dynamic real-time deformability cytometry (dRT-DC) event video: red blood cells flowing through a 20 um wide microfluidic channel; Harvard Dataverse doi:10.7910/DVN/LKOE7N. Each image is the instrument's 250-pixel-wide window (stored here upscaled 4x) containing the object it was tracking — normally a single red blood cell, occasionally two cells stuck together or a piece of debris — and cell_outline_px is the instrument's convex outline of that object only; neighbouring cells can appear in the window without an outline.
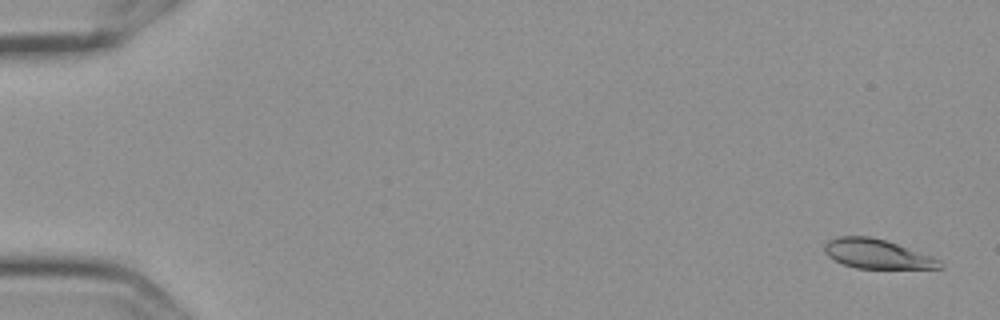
{"species": "Egyptian fruit bat (a non-hibernating species)", "species_latin": "Rousettus aegyptiacus", "temperature_condition": "cold", "stored_images_in_passage": 7, "camera_frame_rate_fps": 3000, "um_per_image_px": 0.085, "frame": {"image": 1, "passage_image": 1, "time_ms": 0.0, "image_size_px": [1000, 320], "cell_outline_px": [[944, 268], [856, 268], [844, 264], [828, 256], [824, 252], [824, 244], [828, 240], [840, 236], [868, 236], [884, 240], [932, 256], [940, 260], [944, 264]], "centroid_in_image_um": [74.55, 21.58], "position_along_channel_um": 10.5, "area_um2": 19.48}}
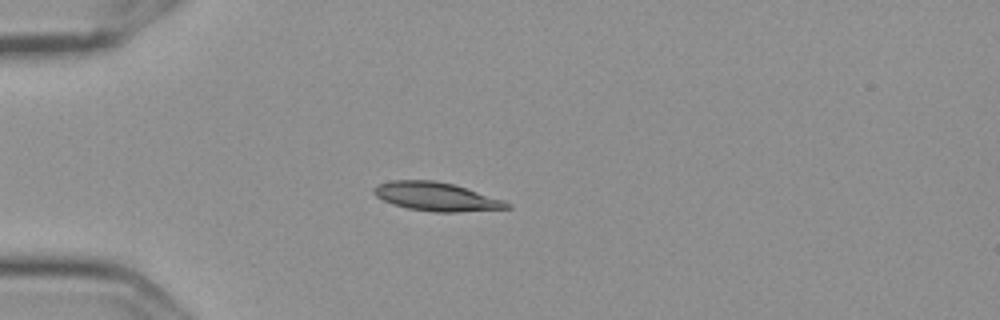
{"frame": {"image": 2, "passage_image": 5, "time_ms": 1.333, "image_size_px": [1000, 320], "cell_outline_px": [[512, 208], [456, 212], [436, 212], [408, 208], [392, 204], [376, 196], [372, 192], [372, 188], [376, 184], [392, 180], [436, 180], [452, 184], [504, 200], [512, 204]], "centroid_in_image_um": [37.06, 16.71], "position_along_channel_um": 47.9, "area_um2": 22.14}}
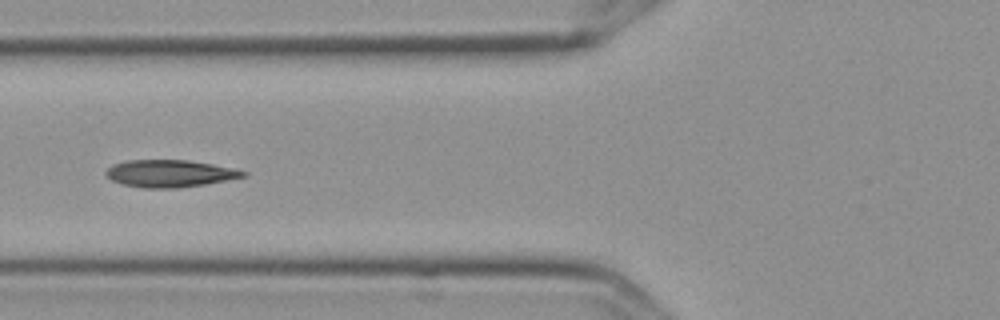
{"frame": {"image": 3, "passage_image": 7, "time_ms": 2.0, "image_size_px": [1000, 320], "cell_outline_px": [[248, 176], [204, 184], [176, 188], [144, 188], [124, 184], [112, 180], [104, 172], [112, 164], [128, 160], [188, 160], [236, 168], [248, 172]], "centroid_in_image_um": [14.47, 14.74], "position_along_channel_um": 111.3, "area_um2": 21.73}}